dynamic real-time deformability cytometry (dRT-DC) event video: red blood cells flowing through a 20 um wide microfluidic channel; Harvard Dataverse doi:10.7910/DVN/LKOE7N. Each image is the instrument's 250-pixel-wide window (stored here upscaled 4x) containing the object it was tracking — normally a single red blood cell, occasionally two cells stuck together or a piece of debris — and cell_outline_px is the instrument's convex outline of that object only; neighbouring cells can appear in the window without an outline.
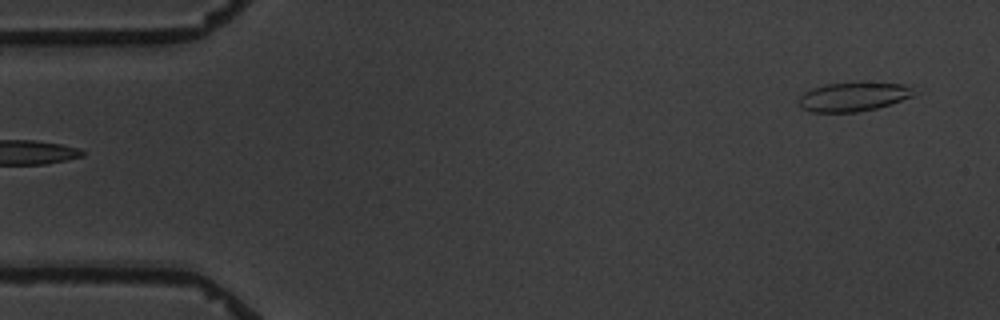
{"species": "common noctule bat (a hibernating species)", "species_latin": "Nyctalus noctula", "temperature_condition": "warm", "stored_images_in_passage": 5, "camera_frame_rate_fps": 3000, "um_per_image_px": 0.085, "animal": {"sex": "male", "body_mass_g": 19.5, "forearm_length_mm": 54.6}, "frame": {"image": 1, "passage_image": 5, "time_ms": 5.667, "image_size_px": [1000, 320], "cell_outline_px": [[920, 92], [916, 96], [876, 108], [856, 112], [812, 112], [800, 108], [796, 100], [804, 92], [812, 88], [824, 84], [864, 80], [904, 84]], "centroid_in_image_um": [72.57, 8.18], "position_along_channel_um": 12.4, "area_um2": 20.46}}